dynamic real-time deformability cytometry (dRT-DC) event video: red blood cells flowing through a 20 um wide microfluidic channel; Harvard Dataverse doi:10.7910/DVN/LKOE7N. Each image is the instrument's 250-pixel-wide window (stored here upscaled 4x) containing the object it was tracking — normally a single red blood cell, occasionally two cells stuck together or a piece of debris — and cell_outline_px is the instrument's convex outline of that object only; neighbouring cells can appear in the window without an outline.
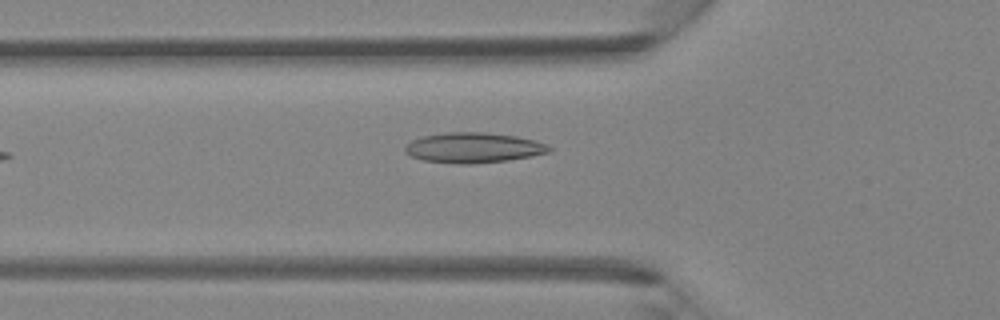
{"species": "Egyptian fruit bat (a non-hibernating species)", "species_latin": "Rousettus aegyptiacus", "temperature_condition": "room temperature", "stored_images_in_passage": 4, "camera_frame_rate_fps": 3000, "um_per_image_px": 0.085, "animal": {"sex": "female"}, "frame": {"image": 1, "passage_image": 4, "time_ms": 1.0, "image_size_px": [1000, 320], "cell_outline_px": [[552, 148], [548, 152], [508, 160], [472, 164], [460, 164], [424, 160], [412, 156], [404, 152], [404, 148], [412, 140], [424, 136], [448, 132], [484, 132], [516, 136], [536, 140]], "centroid_in_image_um": [40.23, 12.55], "position_along_channel_um": 85.6, "area_um2": 25.09}}